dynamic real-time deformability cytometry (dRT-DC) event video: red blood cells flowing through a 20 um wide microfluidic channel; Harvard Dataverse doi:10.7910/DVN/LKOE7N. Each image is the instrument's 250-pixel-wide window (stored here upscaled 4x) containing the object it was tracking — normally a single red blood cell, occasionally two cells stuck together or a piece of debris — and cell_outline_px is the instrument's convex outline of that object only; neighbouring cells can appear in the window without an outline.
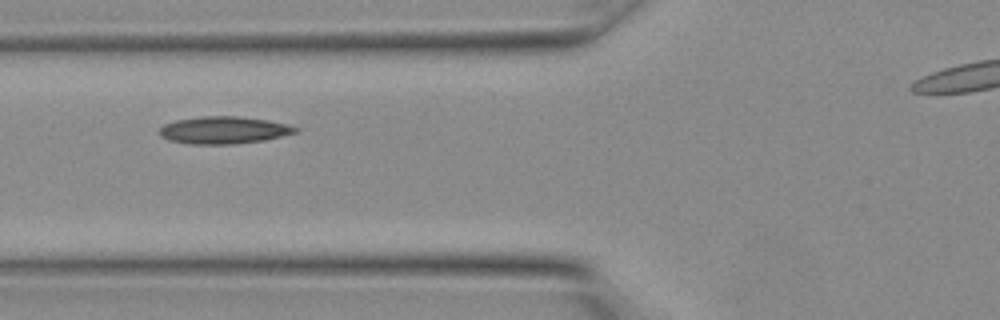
{"species": "Egyptian fruit bat (a non-hibernating species)", "species_latin": "Rousettus aegyptiacus", "temperature_condition": "warm", "stored_images_in_passage": 9, "camera_frame_rate_fps": 3000, "um_per_image_px": 0.085, "animal": {"sex": "female"}, "frame": {"image": 1, "passage_image": 6, "time_ms": 1.667, "image_size_px": [1000, 320], "cell_outline_px": [[300, 132], [264, 140], [236, 144], [188, 144], [168, 140], [160, 136], [160, 128], [164, 124], [176, 120], [204, 116], [236, 116], [268, 120], [300, 128]], "centroid_in_image_um": [19.03, 11.07], "position_along_channel_um": 106.8, "area_um2": 21.68}}
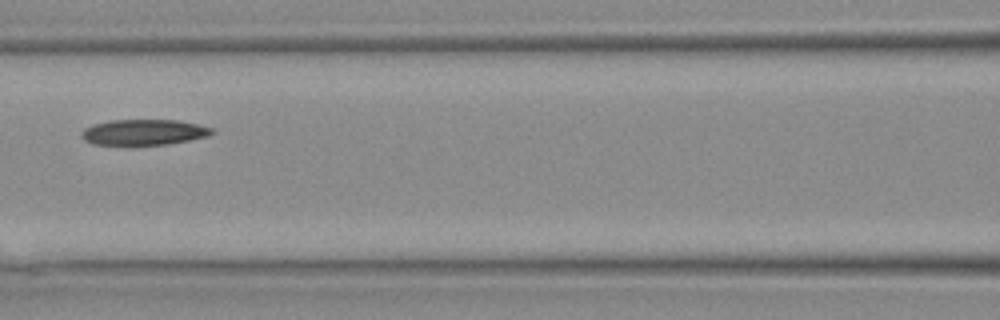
{"frame": {"image": 2, "passage_image": 8, "time_ms": 2.333, "image_size_px": [1000, 320], "cell_outline_px": [[216, 132], [208, 136], [168, 144], [92, 144], [84, 140], [80, 136], [80, 132], [84, 128], [92, 124], [112, 120], [180, 120], [212, 128]], "centroid_in_image_um": [12.2, 11.23], "position_along_channel_um": 154.4, "area_um2": 19.42}}